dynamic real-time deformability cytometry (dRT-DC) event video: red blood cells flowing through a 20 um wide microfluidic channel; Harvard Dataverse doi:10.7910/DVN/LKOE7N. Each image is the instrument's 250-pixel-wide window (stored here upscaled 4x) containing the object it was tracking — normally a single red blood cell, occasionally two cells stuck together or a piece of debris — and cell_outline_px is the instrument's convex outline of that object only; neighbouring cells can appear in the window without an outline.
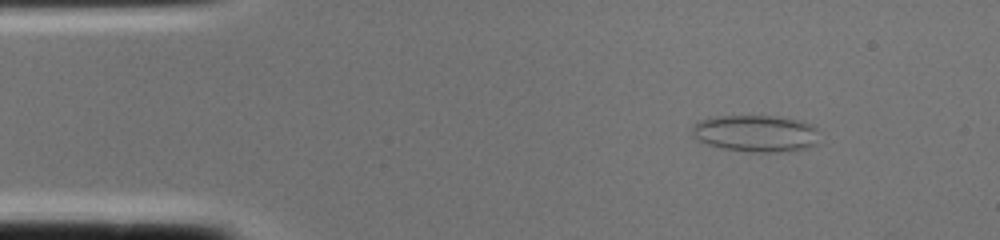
{"species": "common noctule bat (a hibernating species)", "species_latin": "Nyctalus noctula", "temperature_condition": "cold", "stored_images_in_passage": 1, "camera_frame_rate_fps": 3000, "um_per_image_px": 0.085, "animal": {"sex": "female", "body_mass_g": 22.0, "forearm_length_mm": 56.7}, "frame": {"image": 1, "passage_image": 1, "time_ms": 0.0, "image_size_px": [1000, 240], "cell_outline_px": [[816, 144], [808, 148], [776, 152], [752, 152], [724, 148], [708, 144], [696, 140], [692, 136], [692, 124], [696, 120], [716, 116], [772, 116], [800, 120], [812, 124], [816, 128]], "centroid_in_image_um": [64.18, 11.33], "position_along_channel_um": 20.8, "area_um2": 27.4}}